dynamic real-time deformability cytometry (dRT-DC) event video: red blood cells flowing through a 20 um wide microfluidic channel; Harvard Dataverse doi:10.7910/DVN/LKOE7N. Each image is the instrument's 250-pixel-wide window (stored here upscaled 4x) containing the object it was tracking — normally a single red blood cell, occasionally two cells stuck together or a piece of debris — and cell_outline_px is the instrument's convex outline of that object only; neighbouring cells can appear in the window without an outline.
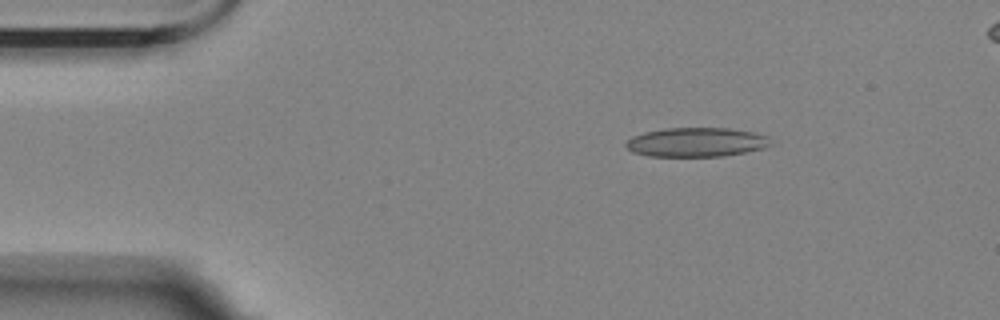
{"species": "Egyptian fruit bat (a non-hibernating species)", "species_latin": "Rousettus aegyptiacus", "temperature_condition": "room temperature", "stored_images_in_passage": 5, "segment_of_instrument_passage": [1, 2], "camera_frame_rate_fps": 3000, "um_per_image_px": 0.085, "animal": {"sex": "female"}, "frame": {"image": 1, "passage_image": 3, "time_ms": 2.333, "image_size_px": [1000, 320], "cell_outline_px": [[772, 144], [764, 148], [724, 156], [648, 156], [632, 152], [624, 144], [632, 136], [644, 132], [668, 128], [728, 128], [752, 132], [768, 136]], "centroid_in_image_um": [59.18, 12.09], "position_along_channel_um": 25.8, "area_um2": 24.57}}